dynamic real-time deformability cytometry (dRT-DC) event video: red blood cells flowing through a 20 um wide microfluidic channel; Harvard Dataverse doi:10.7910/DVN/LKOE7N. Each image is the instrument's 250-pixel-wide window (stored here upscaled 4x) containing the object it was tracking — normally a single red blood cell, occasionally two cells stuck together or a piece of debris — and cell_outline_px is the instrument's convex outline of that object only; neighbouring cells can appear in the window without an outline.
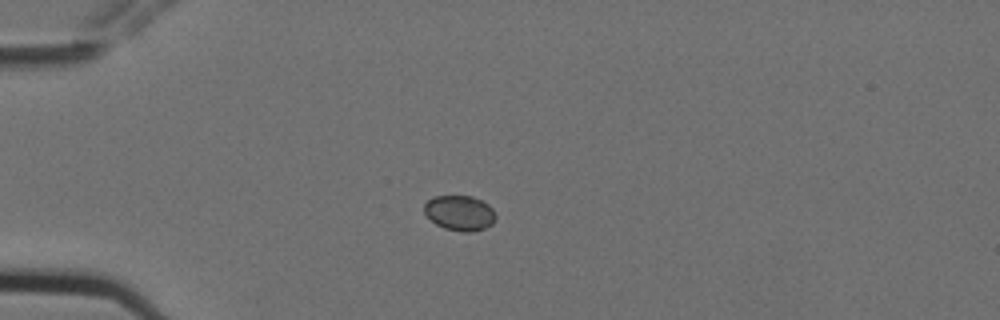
{"species": "Egyptian fruit bat (a non-hibernating species)", "species_latin": "Rousettus aegyptiacus", "temperature_condition": "cold", "stored_images_in_passage": 2, "camera_frame_rate_fps": 3000, "um_per_image_px": 0.085, "animal": {"sex": "female"}, "frame": {"image": 1, "passage_image": 1, "time_ms": 0.0, "image_size_px": [1000, 320], "cell_outline_px": [[496, 216], [492, 224], [484, 228], [472, 232], [460, 232], [444, 228], [436, 224], [424, 212], [424, 204], [432, 196], [472, 196], [488, 204], [492, 208]], "centroid_in_image_um": [39.07, 18.1], "position_along_channel_um": 45.9, "area_um2": 14.62}}